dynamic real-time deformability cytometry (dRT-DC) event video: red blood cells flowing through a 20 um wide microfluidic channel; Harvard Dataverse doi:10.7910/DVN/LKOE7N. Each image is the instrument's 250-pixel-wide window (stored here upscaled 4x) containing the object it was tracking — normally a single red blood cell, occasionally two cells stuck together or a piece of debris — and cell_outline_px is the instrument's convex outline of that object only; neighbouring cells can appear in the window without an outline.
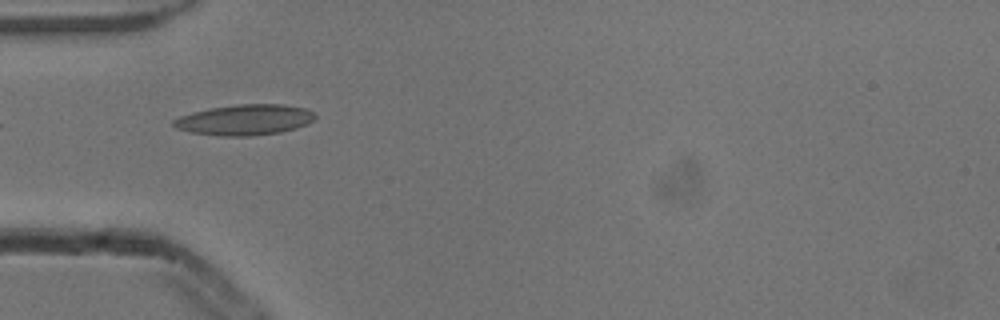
{"species": "common noctule bat (a hibernating species)", "species_latin": "Nyctalus noctula", "temperature_condition": "cold", "stored_images_in_passage": 6, "camera_frame_rate_fps": 3000, "um_per_image_px": 0.085, "animal": {"sex": "male", "body_mass_g": 13.3}, "frame": {"image": 1, "passage_image": 5, "time_ms": 1.333, "image_size_px": [1000, 320], "cell_outline_px": [[316, 116], [308, 124], [296, 128], [280, 132], [252, 136], [220, 136], [192, 132], [176, 128], [172, 124], [172, 120], [180, 116], [192, 112], [212, 108], [236, 104], [284, 104], [308, 108]], "centroid_in_image_um": [20.82, 10.18], "position_along_channel_um": 64.2, "area_um2": 25.32}}
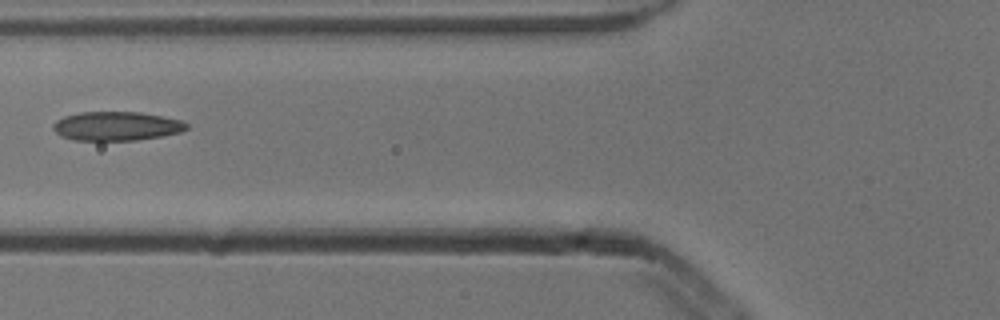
{"frame": {"image": 2, "passage_image": 6, "time_ms": 1.667, "image_size_px": [1000, 320], "cell_outline_px": [[188, 128], [180, 132], [160, 136], [136, 140], [72, 140], [60, 136], [52, 128], [52, 124], [56, 120], [64, 116], [80, 112], [140, 112], [164, 116], [180, 120], [188, 124]], "centroid_in_image_um": [9.87, 10.71], "position_along_channel_um": 115.9, "area_um2": 22.6}}